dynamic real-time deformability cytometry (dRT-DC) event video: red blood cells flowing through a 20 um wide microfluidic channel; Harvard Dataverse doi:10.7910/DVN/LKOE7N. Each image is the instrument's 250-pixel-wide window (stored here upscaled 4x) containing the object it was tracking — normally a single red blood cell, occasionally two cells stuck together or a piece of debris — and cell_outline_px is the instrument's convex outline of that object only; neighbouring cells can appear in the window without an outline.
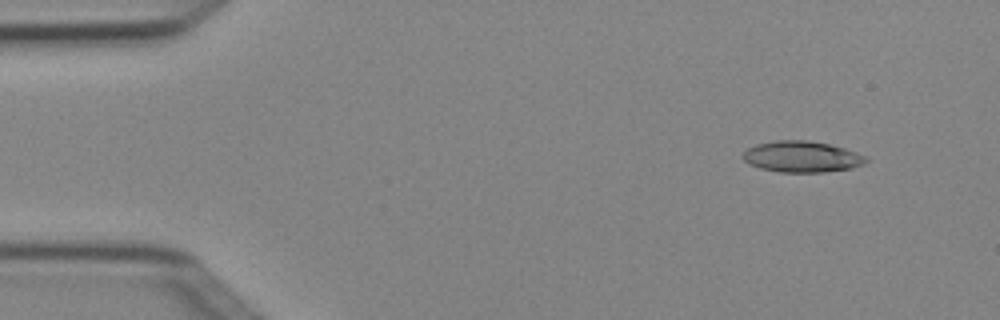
{"species": "Egyptian fruit bat (a non-hibernating species)", "species_latin": "Rousettus aegyptiacus", "temperature_condition": "cold", "stored_images_in_passage": 4, "camera_frame_rate_fps": 3000, "um_per_image_px": 0.085, "animal": {"sex": "female"}, "frame": {"image": 1, "passage_image": 2, "time_ms": 0.333, "image_size_px": [1000, 320], "cell_outline_px": [[868, 160], [864, 164], [852, 168], [824, 172], [780, 172], [760, 168], [748, 164], [744, 160], [744, 152], [748, 148], [756, 144], [776, 140], [808, 140], [828, 144], [844, 148], [868, 156]], "centroid_in_image_um": [68.18, 13.32], "position_along_channel_um": 16.8, "area_um2": 22.37}}